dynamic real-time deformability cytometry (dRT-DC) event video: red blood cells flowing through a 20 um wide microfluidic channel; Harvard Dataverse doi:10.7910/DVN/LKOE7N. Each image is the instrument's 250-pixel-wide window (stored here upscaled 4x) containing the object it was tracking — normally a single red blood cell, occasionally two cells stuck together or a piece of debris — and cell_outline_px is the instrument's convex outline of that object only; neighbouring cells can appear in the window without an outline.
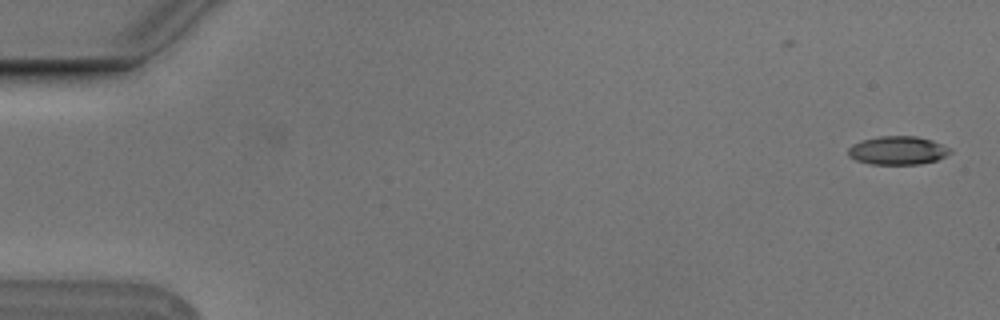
{"species": "Egyptian fruit bat (a non-hibernating species)", "species_latin": "Rousettus aegyptiacus", "temperature_condition": "cold", "stored_images_in_passage": 6, "camera_frame_rate_fps": 3000, "um_per_image_px": 0.085, "animal": {"sex": "male"}, "frame": {"image": 1, "passage_image": 1, "time_ms": 0.0, "image_size_px": [1000, 320], "cell_outline_px": [[952, 152], [936, 160], [920, 164], [872, 164], [856, 160], [848, 156], [848, 148], [852, 144], [860, 140], [880, 136], [916, 136], [932, 140], [952, 148]], "centroid_in_image_um": [76.3, 12.78], "position_along_channel_um": 8.7, "area_um2": 16.99}}
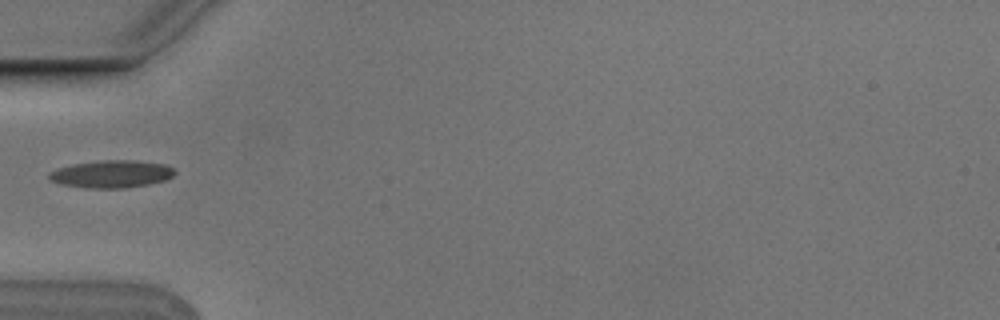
{"frame": {"image": 2, "passage_image": 6, "time_ms": 1.667, "image_size_px": [1000, 320], "cell_outline_px": [[176, 172], [172, 176], [164, 180], [148, 184], [124, 188], [84, 188], [60, 184], [48, 180], [48, 172], [72, 164], [100, 160], [136, 160], [164, 164], [172, 168]], "centroid_in_image_um": [9.43, 14.79], "position_along_channel_um": 75.6, "area_um2": 20.17}}